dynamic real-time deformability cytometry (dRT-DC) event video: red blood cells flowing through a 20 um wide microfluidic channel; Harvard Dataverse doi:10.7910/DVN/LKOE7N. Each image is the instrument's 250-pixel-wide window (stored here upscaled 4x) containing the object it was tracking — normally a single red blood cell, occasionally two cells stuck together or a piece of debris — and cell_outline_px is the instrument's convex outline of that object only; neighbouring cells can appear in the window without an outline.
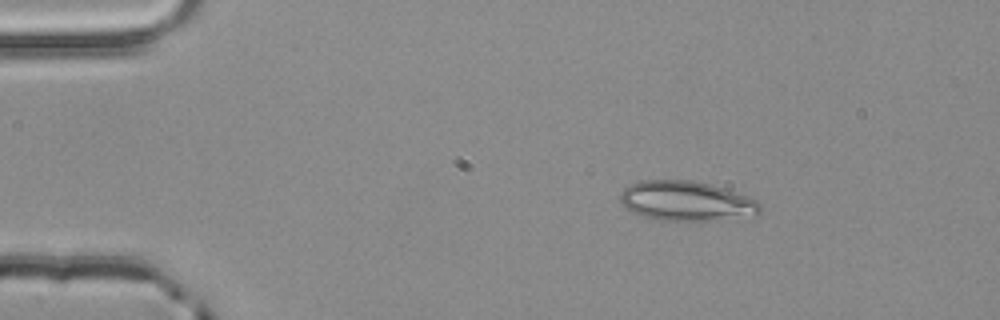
{"species": "common noctule bat (a hibernating species)", "species_latin": "Nyctalus noctula", "temperature_condition": "room temperature", "stored_images_in_passage": 2, "camera_frame_rate_fps": 3000, "um_per_image_px": 0.085, "animal": {"sex": "male", "body_mass_g": 20.4}, "frame": {"image": 1, "passage_image": 1, "time_ms": 0.0, "image_size_px": [1000, 320], "cell_outline_px": [[760, 212], [712, 220], [652, 220], [632, 212], [624, 208], [620, 200], [620, 192], [624, 188], [640, 180], [692, 180], [712, 184], [752, 196], [760, 204]], "centroid_in_image_um": [58.27, 17.06], "position_along_channel_um": 26.7, "area_um2": 32.37}}